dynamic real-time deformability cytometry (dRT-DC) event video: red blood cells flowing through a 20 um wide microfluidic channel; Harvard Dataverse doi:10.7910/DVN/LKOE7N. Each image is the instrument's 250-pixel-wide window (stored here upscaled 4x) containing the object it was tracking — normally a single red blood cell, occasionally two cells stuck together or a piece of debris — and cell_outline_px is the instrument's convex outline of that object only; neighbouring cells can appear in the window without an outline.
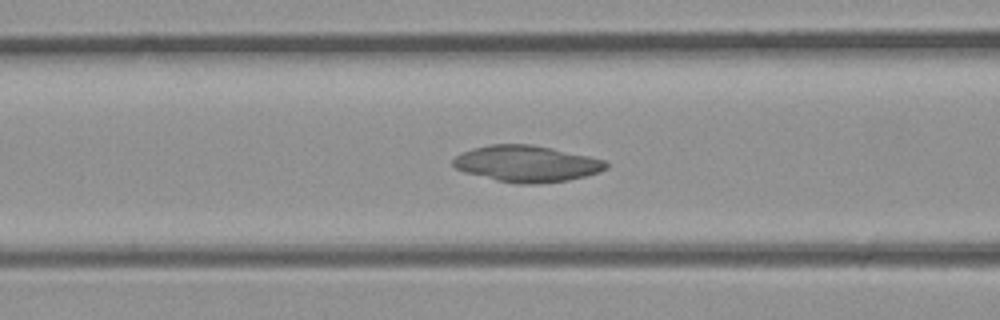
{"species": "common noctule bat (a hibernating species)", "species_latin": "Nyctalus noctula", "temperature_condition": "room temperature", "stored_images_in_passage": 12, "camera_frame_rate_fps": 3000, "um_per_image_px": 0.085, "animal": {"sex": "male", "body_mass_g": 23.1, "forearm_length_mm": 52.7}, "frame": {"image": 1, "passage_image": 9, "time_ms": 2.667, "image_size_px": [1000, 320], "cell_outline_px": [[608, 168], [600, 172], [568, 180], [532, 184], [516, 184], [496, 180], [464, 172], [456, 168], [452, 164], [452, 160], [456, 156], [472, 148], [492, 144], [532, 144], [552, 148], [588, 156], [604, 160], [608, 164]], "centroid_in_image_um": [44.76, 13.91], "position_along_channel_um": 121.8, "area_um2": 32.31}}
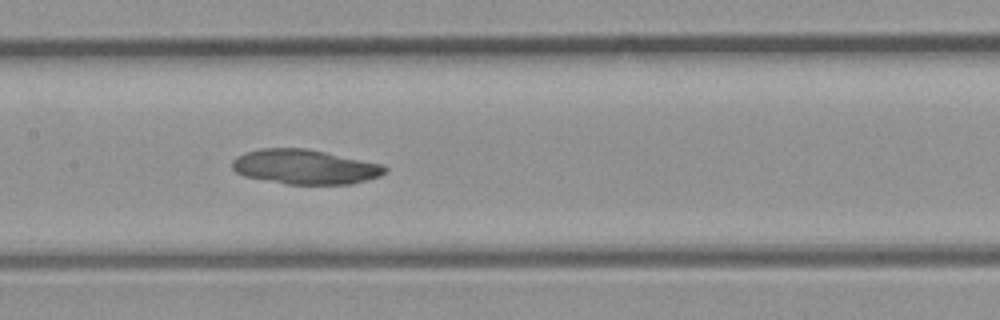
{"frame": {"image": 2, "passage_image": 12, "time_ms": 3.667, "image_size_px": [1000, 320], "cell_outline_px": [[388, 172], [380, 176], [352, 184], [284, 184], [244, 176], [236, 172], [232, 168], [232, 160], [236, 156], [260, 148], [304, 148], [384, 164], [388, 168]], "centroid_in_image_um": [25.94, 14.19], "position_along_channel_um": 181.5, "area_um2": 30.92}}